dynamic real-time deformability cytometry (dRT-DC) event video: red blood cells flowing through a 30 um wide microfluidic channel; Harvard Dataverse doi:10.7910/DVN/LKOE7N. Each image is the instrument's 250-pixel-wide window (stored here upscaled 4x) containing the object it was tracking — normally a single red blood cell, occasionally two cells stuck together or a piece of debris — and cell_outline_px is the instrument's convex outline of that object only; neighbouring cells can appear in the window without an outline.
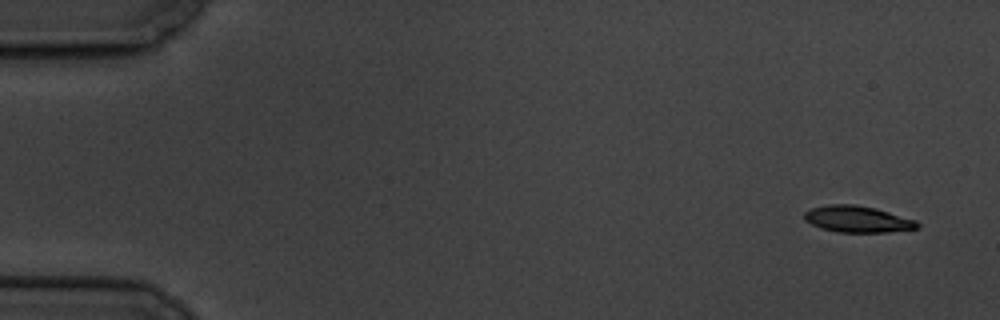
{"species": "common noctule bat (a hibernating species)", "species_latin": "Nyctalus noctula", "temperature_condition": "cold", "stored_images_in_passage": 5, "camera_frame_rate_fps": 3000, "um_per_image_px": 0.085, "animal": {"sex": "male", "body_mass_g": 19.5, "forearm_length_mm": 54.6}, "frame": {"image": 1, "passage_image": 1, "time_ms": 0.0, "image_size_px": [1000, 320], "cell_outline_px": [[920, 228], [888, 232], [836, 232], [820, 228], [804, 220], [804, 212], [812, 208], [828, 204], [856, 204], [876, 208], [916, 220], [920, 224]], "centroid_in_image_um": [72.89, 18.62], "position_along_channel_um": 12.1, "area_um2": 17.57}}
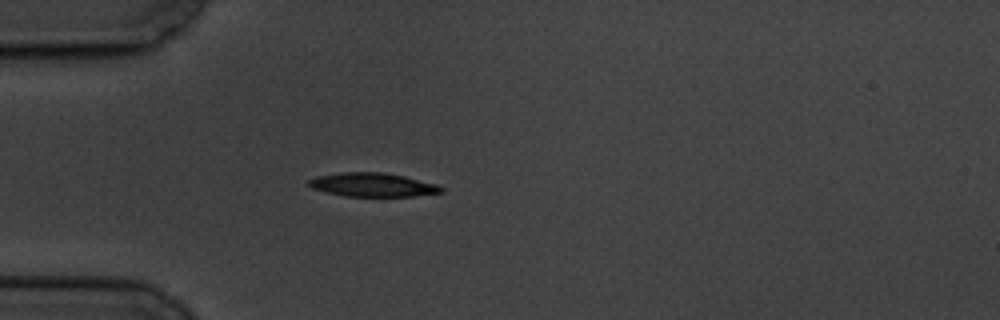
{"frame": {"image": 2, "passage_image": 5, "time_ms": 4.667, "image_size_px": [1000, 320], "cell_outline_px": [[444, 192], [412, 196], [344, 196], [312, 188], [308, 184], [308, 180], [316, 176], [340, 172], [380, 172], [404, 176], [436, 184], [444, 188]], "centroid_in_image_um": [31.67, 15.7], "position_along_channel_um": 53.3, "area_um2": 18.21}}